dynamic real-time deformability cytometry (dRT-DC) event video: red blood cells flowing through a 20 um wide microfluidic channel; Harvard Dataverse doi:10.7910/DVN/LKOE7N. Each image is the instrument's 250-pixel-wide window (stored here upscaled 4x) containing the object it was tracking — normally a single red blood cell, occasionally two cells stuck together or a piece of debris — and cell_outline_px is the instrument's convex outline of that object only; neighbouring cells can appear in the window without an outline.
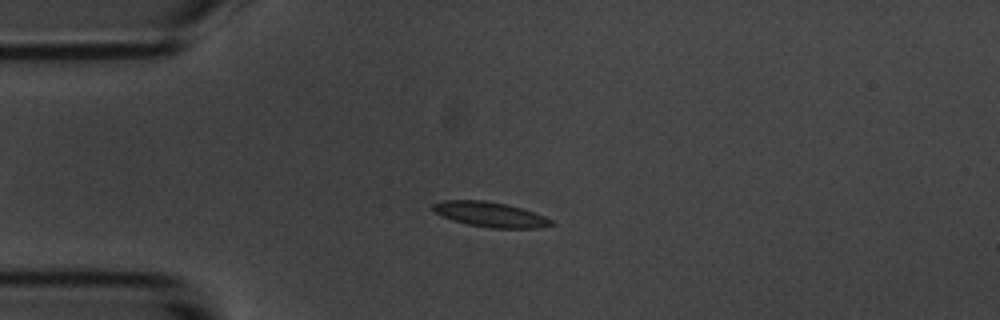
{"species": "common noctule bat (a hibernating species)", "species_latin": "Nyctalus noctula", "temperature_condition": "room temperature", "stored_images_in_passage": 10, "camera_frame_rate_fps": 3000, "um_per_image_px": 0.085, "animal": {"sex": "male", "body_mass_g": 20.1, "forearm_length_mm": 53.5}, "frame": {"image": 1, "passage_image": 4, "time_ms": 4.333, "image_size_px": [1000, 320], "cell_outline_px": [[556, 224], [536, 228], [492, 228], [468, 224], [452, 220], [436, 212], [432, 208], [432, 204], [444, 200], [484, 200], [508, 204], [544, 216], [552, 220]], "centroid_in_image_um": [41.68, 18.22], "position_along_channel_um": 43.3, "area_um2": 17.05}}
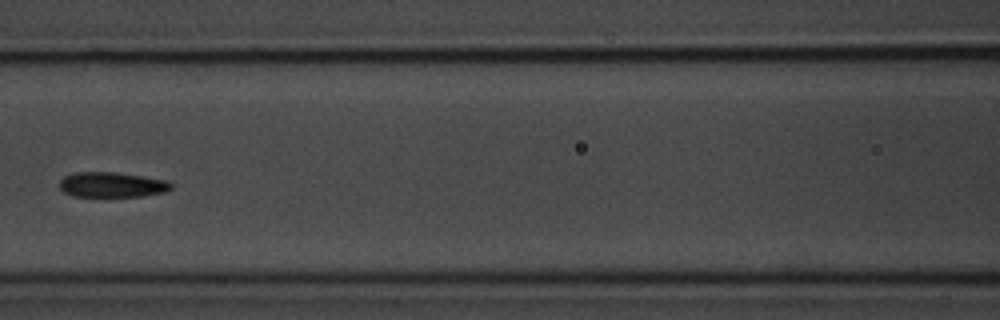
{"frame": {"image": 2, "passage_image": 7, "time_ms": 8.0, "image_size_px": [1000, 320], "cell_outline_px": [[172, 188], [168, 192], [144, 196], [72, 196], [64, 192], [60, 188], [60, 180], [64, 176], [76, 172], [116, 172], [168, 180], [172, 184]], "centroid_in_image_um": [9.55, 15.7], "position_along_channel_um": 157.0, "area_um2": 16.47}}